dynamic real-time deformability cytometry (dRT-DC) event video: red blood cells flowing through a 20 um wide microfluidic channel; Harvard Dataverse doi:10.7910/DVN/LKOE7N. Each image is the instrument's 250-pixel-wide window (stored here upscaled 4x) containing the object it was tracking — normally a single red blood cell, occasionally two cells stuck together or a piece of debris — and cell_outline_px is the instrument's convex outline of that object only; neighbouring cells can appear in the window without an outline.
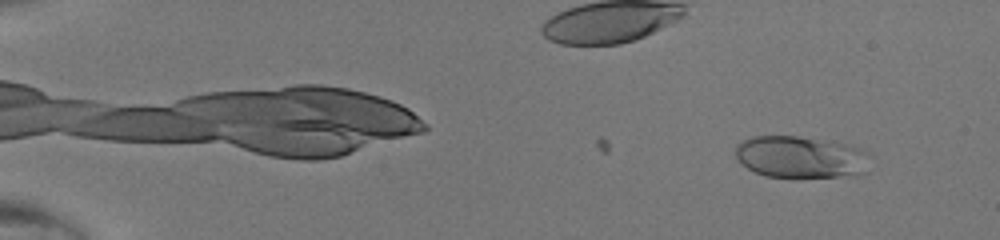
{"species": "human", "species_latin": "Homo sapiens", "temperature_condition": "room temperature", "stored_images_in_passage": 49, "camera_frame_rate_fps": 3000, "um_per_image_px": 0.085, "donor": {"sex": "male"}, "frame": {"image": 1, "passage_image": 5, "time_ms": 1.333, "image_size_px": [1000, 240], "cell_outline_px": [[868, 172], [856, 176], [764, 176], [748, 168], [736, 156], [736, 144], [752, 136], [796, 136], [844, 144], [860, 148], [864, 152]], "centroid_in_image_um": [68.03, 13.35], "position_along_channel_um": 17.0, "area_um2": 32.14}}
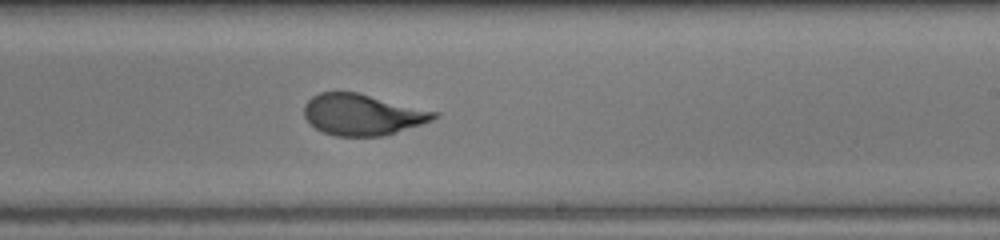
{"frame": {"image": 2, "passage_image": 32, "time_ms": 10.333, "image_size_px": [1000, 240], "cell_outline_px": [[440, 116], [432, 120], [384, 136], [336, 136], [324, 132], [316, 128], [304, 116], [304, 104], [312, 96], [320, 92], [356, 92], [440, 112]], "centroid_in_image_um": [30.82, 9.73], "position_along_channel_um": 258.2, "area_um2": 31.04}}
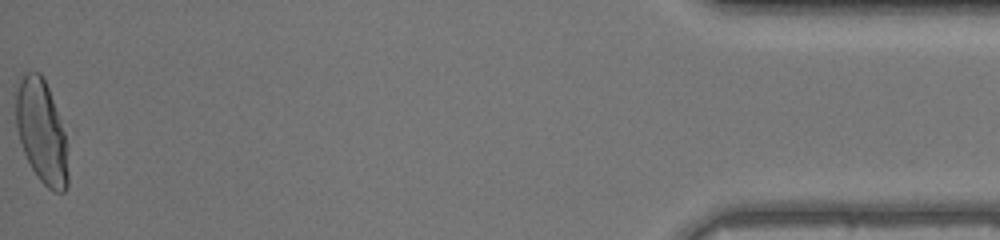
{"frame": {"image": 3, "passage_image": 49, "time_ms": 16.0, "image_size_px": [1000, 240], "cell_outline_px": [[68, 184], [64, 192], [52, 192], [40, 180], [32, 168], [24, 152], [16, 128], [12, 92], [16, 80], [24, 72], [40, 72], [48, 88], [64, 132], [68, 172]], "centroid_in_image_um": [3.46, 11.12], "position_along_channel_um": 431.7, "area_um2": 31.85}}